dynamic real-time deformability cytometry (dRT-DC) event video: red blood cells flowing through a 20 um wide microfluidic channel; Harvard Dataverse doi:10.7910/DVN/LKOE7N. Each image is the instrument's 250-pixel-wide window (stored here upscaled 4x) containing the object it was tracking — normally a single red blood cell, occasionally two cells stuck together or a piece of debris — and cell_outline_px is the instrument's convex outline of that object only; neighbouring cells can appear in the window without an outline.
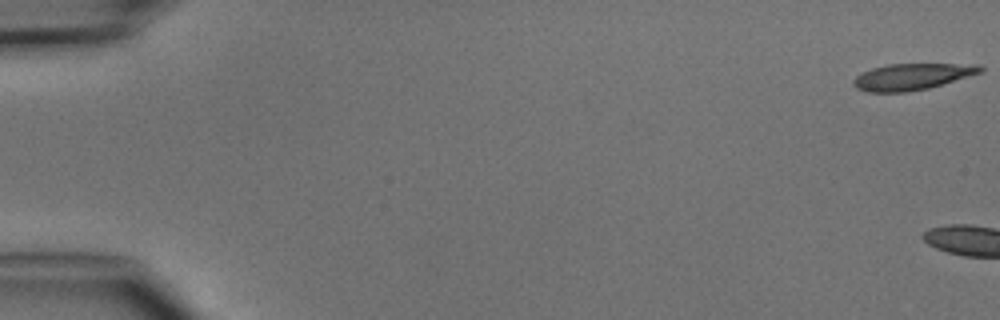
{"species": "common noctule bat (a hibernating species)", "species_latin": "Nyctalus noctula", "temperature_condition": "cold", "stored_images_in_passage": 3, "camera_frame_rate_fps": 3000, "um_per_image_px": 0.085, "animal": {"sex": "male", "body_mass_g": 15.6}, "frame": {"image": 1, "passage_image": 1, "time_ms": 0.0, "image_size_px": [1000, 320], "cell_outline_px": [[984, 68], [980, 72], [928, 88], [908, 92], [868, 92], [856, 88], [852, 84], [852, 80], [856, 76], [872, 68], [888, 64], [980, 64]], "centroid_in_image_um": [77.47, 6.51], "position_along_channel_um": 7.5, "area_um2": 19.31}}